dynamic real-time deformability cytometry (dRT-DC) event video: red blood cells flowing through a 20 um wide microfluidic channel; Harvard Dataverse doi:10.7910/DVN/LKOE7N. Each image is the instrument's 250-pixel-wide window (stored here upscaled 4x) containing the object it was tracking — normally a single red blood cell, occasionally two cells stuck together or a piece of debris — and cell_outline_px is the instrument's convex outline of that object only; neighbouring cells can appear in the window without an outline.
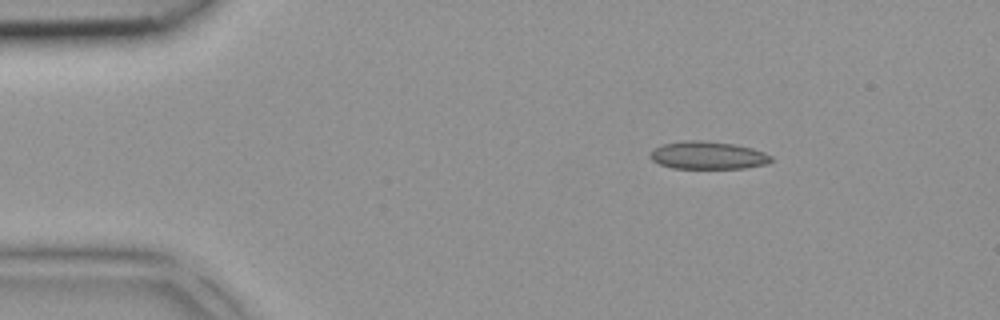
{"species": "common noctule bat (a hibernating species)", "species_latin": "Nyctalus noctula", "temperature_condition": "room temperature", "stored_images_in_passage": 4, "camera_frame_rate_fps": 3000, "um_per_image_px": 0.085, "animal": {"sex": "female", "body_mass_g": 18.4}, "frame": {"image": 1, "passage_image": 1, "time_ms": 0.0, "image_size_px": [1000, 320], "cell_outline_px": [[772, 160], [768, 164], [744, 168], [672, 168], [660, 164], [652, 160], [648, 156], [660, 144], [684, 140], [704, 140], [736, 144], [752, 148], [764, 152], [772, 156]], "centroid_in_image_um": [60.18, 13.19], "position_along_channel_um": 24.8, "area_um2": 19.71}}
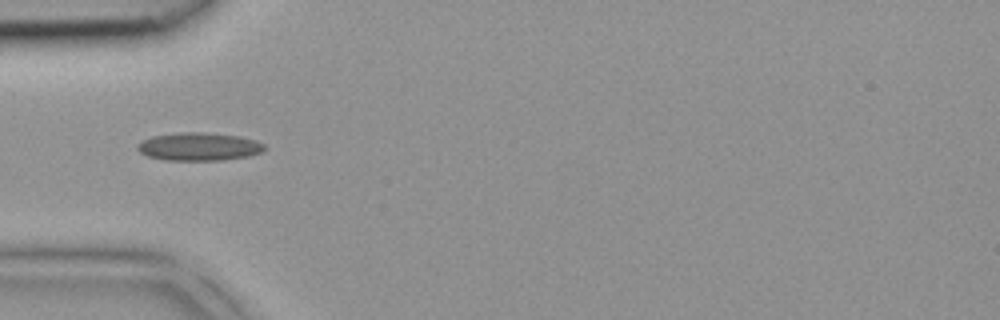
{"frame": {"image": 2, "passage_image": 3, "time_ms": 0.667, "image_size_px": [1000, 320], "cell_outline_px": [[268, 148], [260, 152], [248, 156], [220, 160], [168, 160], [148, 156], [140, 152], [136, 148], [136, 144], [152, 136], [180, 132], [204, 132], [240, 136], [256, 140], [264, 144]], "centroid_in_image_um": [16.92, 12.45], "position_along_channel_um": 68.1, "area_um2": 20.75}}